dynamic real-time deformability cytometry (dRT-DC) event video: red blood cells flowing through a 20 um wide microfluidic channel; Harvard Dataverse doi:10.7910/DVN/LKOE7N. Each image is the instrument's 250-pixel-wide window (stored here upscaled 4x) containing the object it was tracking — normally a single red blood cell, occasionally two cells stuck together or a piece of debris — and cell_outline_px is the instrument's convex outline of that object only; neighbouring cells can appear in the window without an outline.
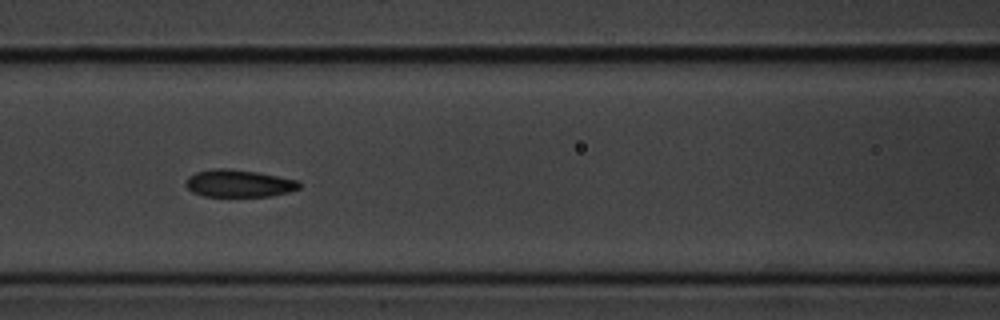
{"species": "common noctule bat (a hibernating species)", "species_latin": "Nyctalus noctula", "temperature_condition": "cold", "stored_images_in_passage": 13, "camera_frame_rate_fps": 3000, "um_per_image_px": 0.085, "animal": {"sex": "male", "body_mass_g": 20.1, "forearm_length_mm": 53.5}, "frame": {"image": 1, "passage_image": 4, "time_ms": 1.0, "image_size_px": [1000, 320], "cell_outline_px": [[300, 188], [288, 192], [272, 196], [204, 196], [192, 192], [184, 184], [188, 176], [196, 172], [212, 168], [228, 168], [260, 172], [296, 180], [300, 184]], "centroid_in_image_um": [20.27, 15.58], "position_along_channel_um": 146.3, "area_um2": 18.21}}
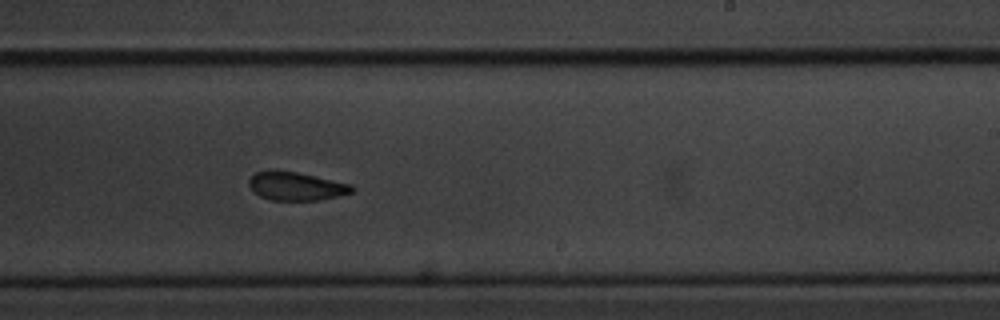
{"frame": {"image": 2, "passage_image": 7, "time_ms": 2.0, "image_size_px": [1000, 320], "cell_outline_px": [[356, 188], [352, 192], [320, 200], [272, 200], [260, 196], [248, 184], [248, 180], [256, 172], [296, 172], [352, 184]], "centroid_in_image_um": [25.22, 15.85], "position_along_channel_um": 263.8, "area_um2": 16.53}}
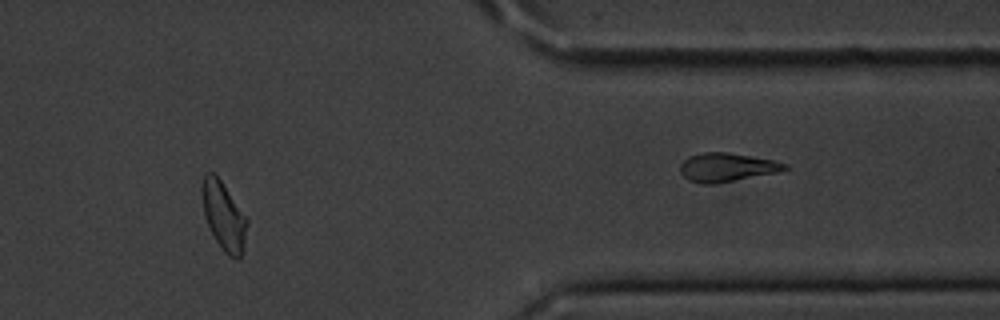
{"frame": {"image": 3, "passage_image": 10, "time_ms": 3.0, "image_size_px": [1000, 320], "cell_outline_px": [[248, 224], [244, 248], [240, 260], [236, 260], [228, 256], [224, 252], [216, 240], [204, 216], [200, 188], [200, 184], [204, 172], [212, 172], [220, 180], [248, 220]], "centroid_in_image_um": [19.0, 18.37], "position_along_channel_um": 392.4, "area_um2": 18.03}}